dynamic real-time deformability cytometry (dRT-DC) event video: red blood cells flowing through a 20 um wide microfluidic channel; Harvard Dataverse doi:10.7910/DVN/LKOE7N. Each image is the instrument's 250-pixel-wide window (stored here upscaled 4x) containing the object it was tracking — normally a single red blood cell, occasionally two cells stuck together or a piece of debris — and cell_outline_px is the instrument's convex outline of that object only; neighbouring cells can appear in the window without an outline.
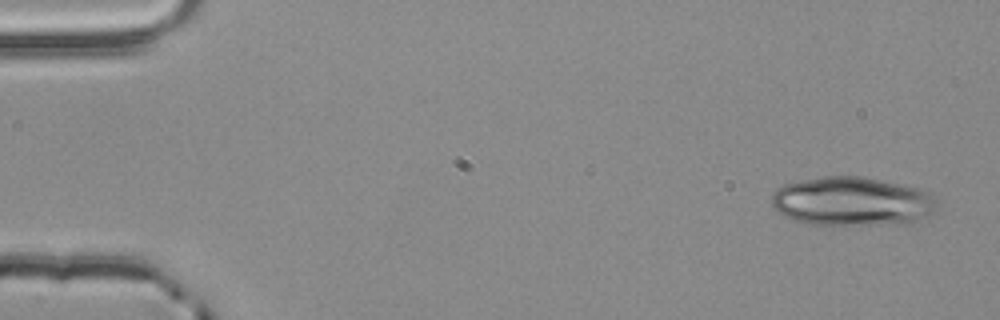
{"species": "common noctule bat (a hibernating species)", "species_latin": "Nyctalus noctula", "temperature_condition": "room temperature", "stored_images_in_passage": 4, "camera_frame_rate_fps": 3000, "um_per_image_px": 0.085, "animal": {"sex": "male", "body_mass_g": 20.4}, "frame": {"image": 1, "passage_image": 1, "time_ms": 0.0, "image_size_px": [1000, 320], "cell_outline_px": [[940, 204], [936, 212], [912, 224], [812, 224], [796, 220], [784, 216], [772, 204], [772, 192], [784, 184], [800, 180], [824, 176], [864, 176], [916, 188], [936, 196]], "centroid_in_image_um": [72.5, 17.12], "position_along_channel_um": 12.5, "area_um2": 47.45}}